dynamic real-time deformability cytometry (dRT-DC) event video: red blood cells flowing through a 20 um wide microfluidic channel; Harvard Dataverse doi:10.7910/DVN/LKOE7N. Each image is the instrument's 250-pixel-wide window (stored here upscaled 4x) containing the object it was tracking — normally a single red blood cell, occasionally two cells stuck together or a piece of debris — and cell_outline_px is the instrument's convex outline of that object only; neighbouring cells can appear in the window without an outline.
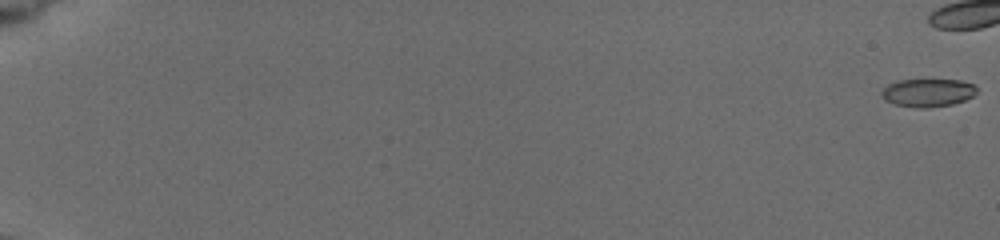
{"species": "common noctule bat (a hibernating species)", "species_latin": "Nyctalus noctula", "temperature_condition": "cold", "stored_images_in_passage": 17, "camera_frame_rate_fps": 3000, "um_per_image_px": 0.085, "animal": {"sex": "female", "body_mass_g": 19.5, "forearm_length_mm": 54.1}, "frame": {"image": 1, "passage_image": 1, "time_ms": 0.0, "image_size_px": [1000, 240], "cell_outline_px": [[976, 92], [972, 96], [964, 100], [952, 104], [928, 108], [920, 108], [896, 104], [884, 100], [880, 92], [888, 84], [896, 80], [928, 76], [960, 80], [972, 84], [976, 88]], "centroid_in_image_um": [78.83, 7.81], "position_along_channel_um": 6.2, "area_um2": 16.36}}
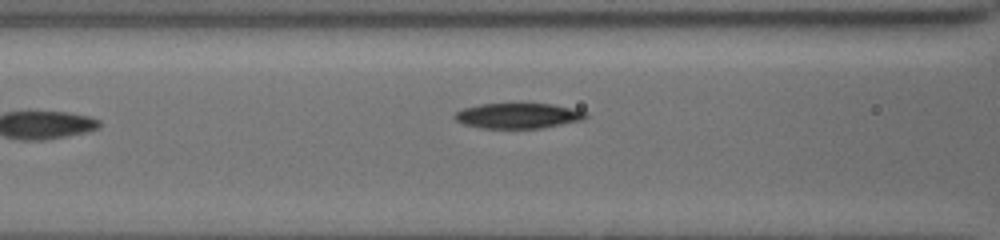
{"frame": {"image": 2, "passage_image": 17, "time_ms": 9.667, "image_size_px": [1000, 240], "cell_outline_px": [[588, 116], [584, 120], [540, 128], [480, 128], [464, 124], [456, 120], [452, 116], [456, 112], [464, 108], [480, 104], [552, 104], [572, 108], [588, 112]], "centroid_in_image_um": [44.05, 9.84], "position_along_channel_um": 122.5, "area_um2": 19.31}}